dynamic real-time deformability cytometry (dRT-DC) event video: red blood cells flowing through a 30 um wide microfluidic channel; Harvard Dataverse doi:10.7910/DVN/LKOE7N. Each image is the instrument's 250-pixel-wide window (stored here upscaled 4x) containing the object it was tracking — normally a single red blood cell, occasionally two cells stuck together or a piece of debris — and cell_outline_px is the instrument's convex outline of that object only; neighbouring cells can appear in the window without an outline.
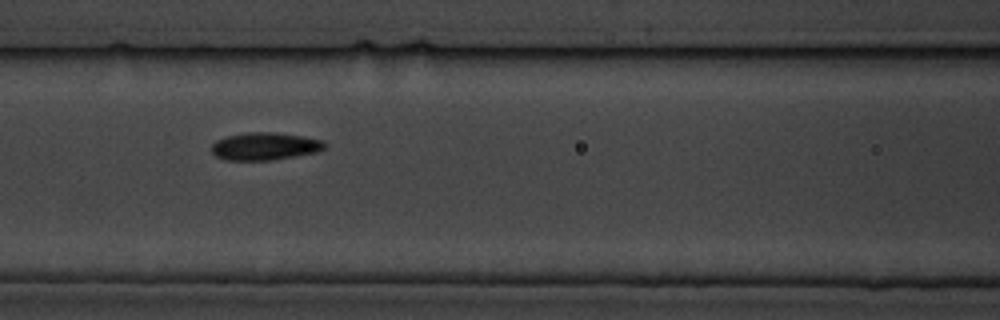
{"species": "common noctule bat (a hibernating species)", "species_latin": "Nyctalus noctula", "temperature_condition": "cold", "stored_images_in_passage": 8, "camera_frame_rate_fps": 3000, "um_per_image_px": 0.085, "animal": {"sex": "male", "body_mass_g": 19.5, "forearm_length_mm": 54.6}, "frame": {"image": 1, "passage_image": 4, "time_ms": 3.333, "image_size_px": [1000, 320], "cell_outline_px": [[328, 144], [324, 148], [316, 152], [296, 156], [272, 160], [224, 160], [216, 156], [212, 152], [212, 144], [216, 140], [228, 136], [248, 132], [272, 132], [300, 136], [324, 140]], "centroid_in_image_um": [22.52, 12.44], "position_along_channel_um": 144.1, "area_um2": 18.15}}
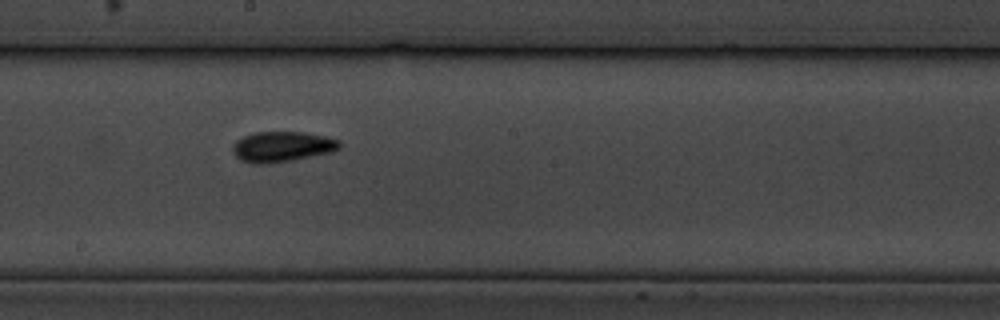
{"frame": {"image": 2, "passage_image": 6, "time_ms": 5.667, "image_size_px": [1000, 320], "cell_outline_px": [[340, 148], [332, 152], [292, 160], [268, 164], [252, 164], [240, 160], [232, 152], [232, 144], [236, 140], [244, 136], [256, 132], [304, 132], [324, 136], [340, 140]], "centroid_in_image_um": [23.95, 12.47], "position_along_channel_um": 224.3, "area_um2": 19.07}}
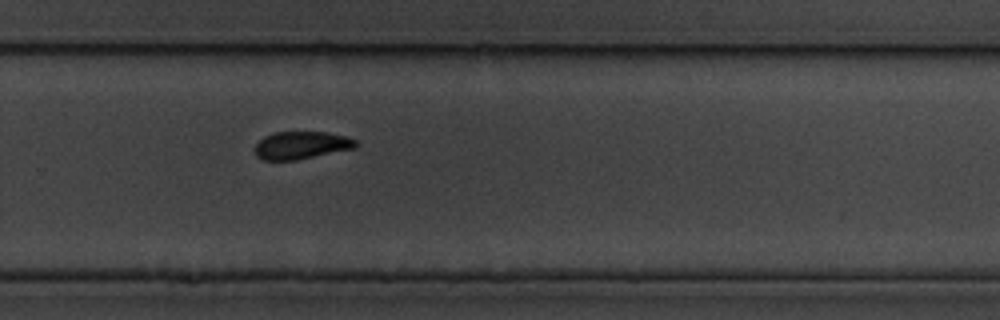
{"frame": {"image": 3, "passage_image": 8, "time_ms": 8.0, "image_size_px": [1000, 320], "cell_outline_px": [[360, 144], [356, 148], [296, 160], [264, 160], [256, 156], [256, 144], [264, 136], [276, 132], [328, 132], [348, 136], [356, 140]], "centroid_in_image_um": [25.67, 12.34], "position_along_channel_um": 304.1, "area_um2": 16.36}}